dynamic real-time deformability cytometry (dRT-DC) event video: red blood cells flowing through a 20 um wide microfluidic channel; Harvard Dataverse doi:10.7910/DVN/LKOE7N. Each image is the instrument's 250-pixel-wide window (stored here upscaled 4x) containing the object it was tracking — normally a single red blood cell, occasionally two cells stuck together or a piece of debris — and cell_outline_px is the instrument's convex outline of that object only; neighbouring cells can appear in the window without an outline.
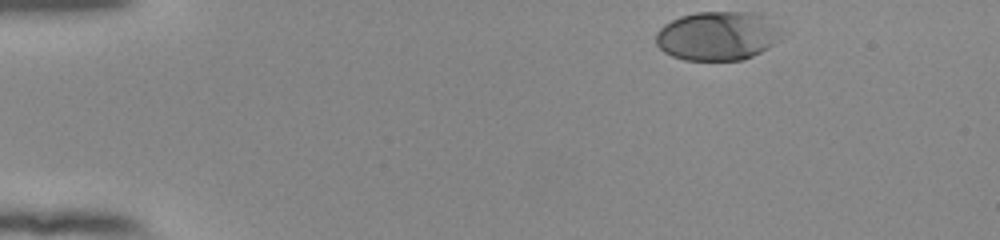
{"species": "human", "species_latin": "Homo sapiens", "temperature_condition": "room temperature", "stored_images_in_passage": 41, "camera_frame_rate_fps": 3000, "um_per_image_px": 0.085, "donor": {"sex": "female"}, "frame": {"image": 1, "passage_image": 1, "time_ms": 0.0, "image_size_px": [1000, 240], "cell_outline_px": [[780, 36], [768, 48], [744, 60], [684, 60], [672, 56], [664, 52], [656, 44], [656, 32], [664, 24], [680, 16], [696, 12], [764, 12], [780, 32]], "centroid_in_image_um": [60.97, 3.04], "position_along_channel_um": 24.0, "area_um2": 35.95}}
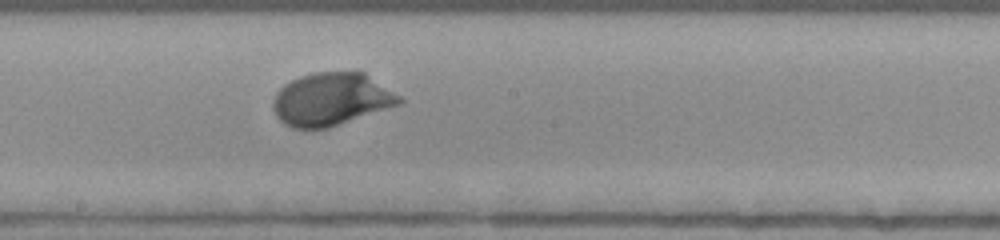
{"frame": {"image": 2, "passage_image": 24, "time_ms": 7.667, "image_size_px": [1000, 240], "cell_outline_px": [[404, 100], [400, 104], [328, 128], [292, 128], [284, 124], [276, 116], [272, 108], [272, 100], [276, 92], [284, 84], [300, 76], [316, 72], [364, 72], [400, 96]], "centroid_in_image_um": [28.12, 8.44], "position_along_channel_um": 220.1, "area_um2": 38.73}}
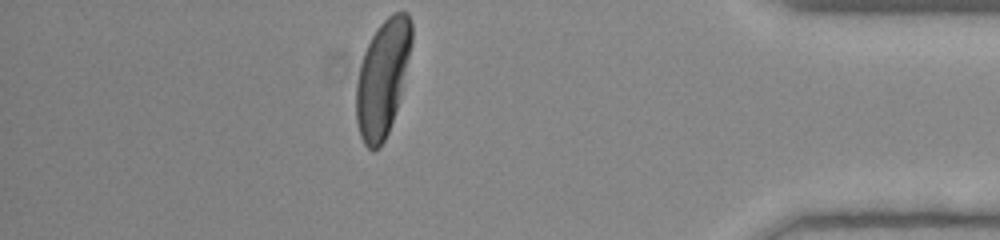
{"frame": {"image": 3, "passage_image": 41, "time_ms": 13.333, "image_size_px": [1000, 240], "cell_outline_px": [[412, 40], [400, 92], [396, 108], [388, 132], [380, 148], [372, 152], [364, 144], [360, 136], [356, 120], [356, 84], [360, 64], [364, 52], [376, 28], [392, 12], [408, 12], [412, 20]], "centroid_in_image_um": [32.49, 6.62], "position_along_channel_um": 402.7, "area_um2": 37.17}, "authors_computed_cell_mechanics": {"area_um2": 37.3388, "velocity_mm_per_s": 3.8246, "shape_relaxation_time_tau1_ms": 2.266, "shape_relaxation_time_tau2_ms": null, "deformation_change_tau1": 0.1726, "deformation_change_tau2": null}}